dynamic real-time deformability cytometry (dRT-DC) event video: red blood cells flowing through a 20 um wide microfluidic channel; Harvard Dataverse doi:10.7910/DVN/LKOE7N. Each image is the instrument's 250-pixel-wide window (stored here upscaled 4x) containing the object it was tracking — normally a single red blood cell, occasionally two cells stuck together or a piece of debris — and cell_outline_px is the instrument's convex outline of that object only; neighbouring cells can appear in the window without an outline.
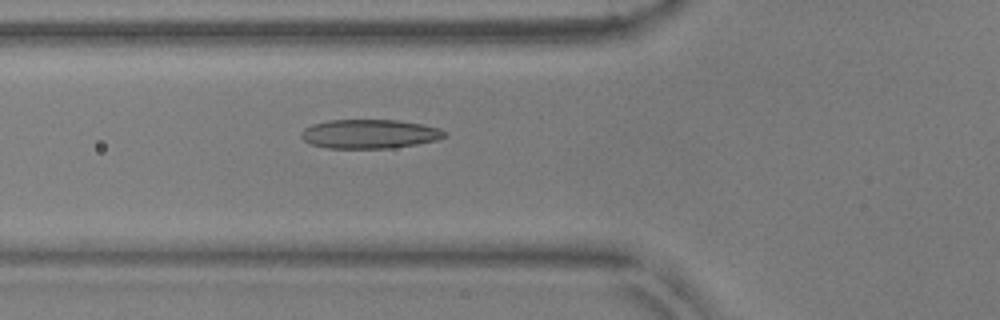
{"species": "common noctule bat (a hibernating species)", "species_latin": "Nyctalus noctula", "temperature_condition": "warm", "stored_images_in_passage": 52, "camera_frame_rate_fps": 3000, "um_per_image_px": 0.085, "animal": {"sex": "male", "body_mass_g": 17.9, "forearm_length_mm": 54.2}, "frame": {"image": 1, "passage_image": 19, "time_ms": 6.0, "image_size_px": [1000, 320], "cell_outline_px": [[448, 136], [436, 140], [416, 144], [392, 148], [328, 148], [312, 144], [304, 140], [300, 136], [300, 132], [304, 128], [312, 124], [328, 120], [396, 120], [424, 124], [440, 128]], "centroid_in_image_um": [31.41, 11.38], "position_along_channel_um": 94.4, "area_um2": 24.33}}
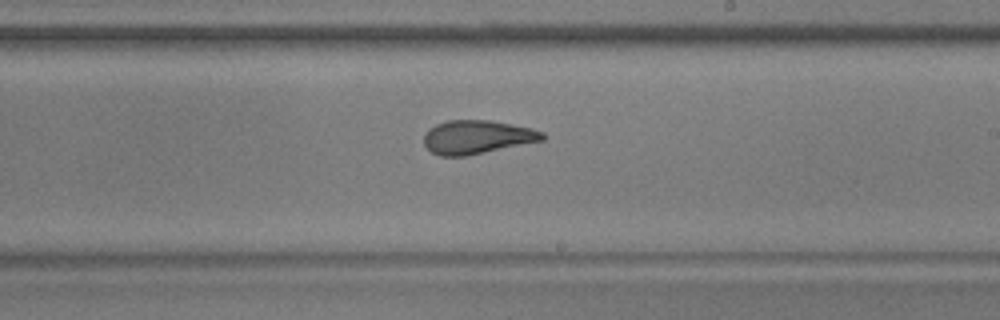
{"frame": {"image": 2, "passage_image": 31, "time_ms": 10.0, "image_size_px": [1000, 320], "cell_outline_px": [[548, 136], [544, 140], [464, 156], [440, 156], [432, 152], [424, 144], [424, 136], [428, 128], [436, 124], [448, 120], [488, 120], [532, 128], [544, 132]], "centroid_in_image_um": [40.56, 11.64], "position_along_channel_um": 248.4, "area_um2": 23.12}}
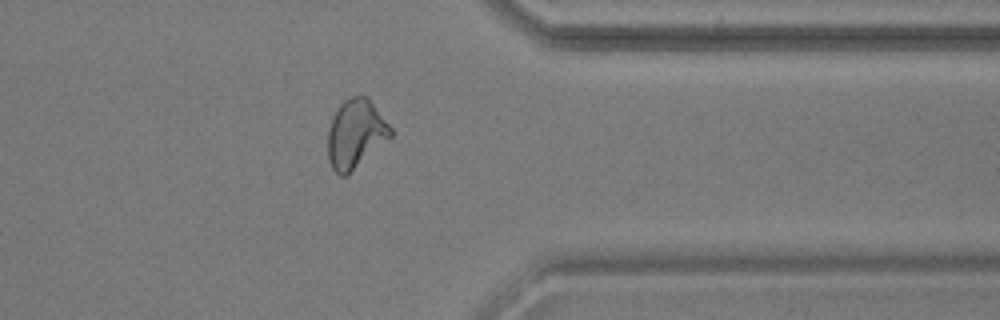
{"frame": {"image": 3, "passage_image": 42, "time_ms": 13.667, "image_size_px": [1000, 320], "cell_outline_px": [[392, 136], [344, 176], [340, 176], [332, 168], [328, 160], [328, 128], [332, 116], [340, 104], [344, 100], [352, 96], [368, 96], [392, 128]], "centroid_in_image_um": [30.21, 11.33], "position_along_channel_um": 381.2, "area_um2": 24.85}, "authors_computed_cell_mechanics": {"area_um2": 24.0448, "velocity_mm_per_s": 3.8407, "shape_relaxation_time_tau1_ms": null, "shape_relaxation_time_tau2_ms": 1.5067, "deformation_change_tau1": null, "deformation_change_tau2": 0.0896}}